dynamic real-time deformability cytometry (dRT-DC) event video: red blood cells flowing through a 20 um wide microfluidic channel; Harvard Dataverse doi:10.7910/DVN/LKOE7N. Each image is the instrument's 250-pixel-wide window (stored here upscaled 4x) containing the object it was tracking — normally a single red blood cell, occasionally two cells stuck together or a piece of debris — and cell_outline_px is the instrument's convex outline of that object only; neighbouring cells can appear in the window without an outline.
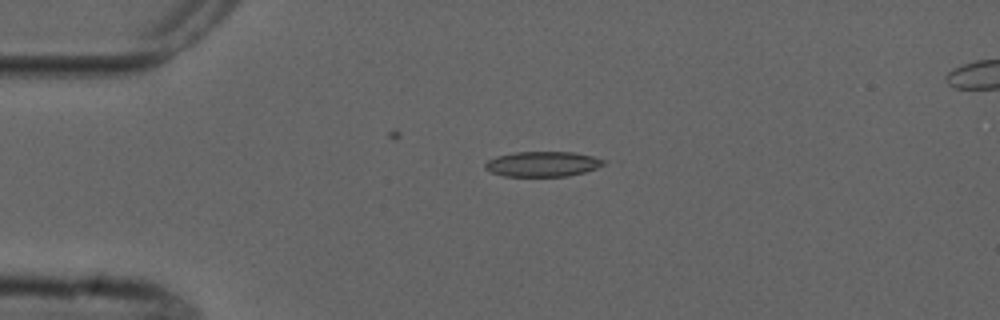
{"species": "common noctule bat (a hibernating species)", "species_latin": "Nyctalus noctula", "temperature_condition": "cold", "stored_images_in_passage": 4, "camera_frame_rate_fps": 3000, "um_per_image_px": 0.085, "animal": {"sex": "male", "forearm_length_mm": 52.5}, "frame": {"image": 1, "passage_image": 3, "time_ms": 2.333, "image_size_px": [1000, 320], "cell_outline_px": [[604, 164], [596, 168], [584, 172], [568, 176], [504, 176], [492, 172], [484, 168], [484, 164], [488, 160], [496, 156], [516, 152], [572, 152], [592, 156], [604, 160]], "centroid_in_image_um": [46.09, 13.94], "position_along_channel_um": 38.9, "area_um2": 17.22}}